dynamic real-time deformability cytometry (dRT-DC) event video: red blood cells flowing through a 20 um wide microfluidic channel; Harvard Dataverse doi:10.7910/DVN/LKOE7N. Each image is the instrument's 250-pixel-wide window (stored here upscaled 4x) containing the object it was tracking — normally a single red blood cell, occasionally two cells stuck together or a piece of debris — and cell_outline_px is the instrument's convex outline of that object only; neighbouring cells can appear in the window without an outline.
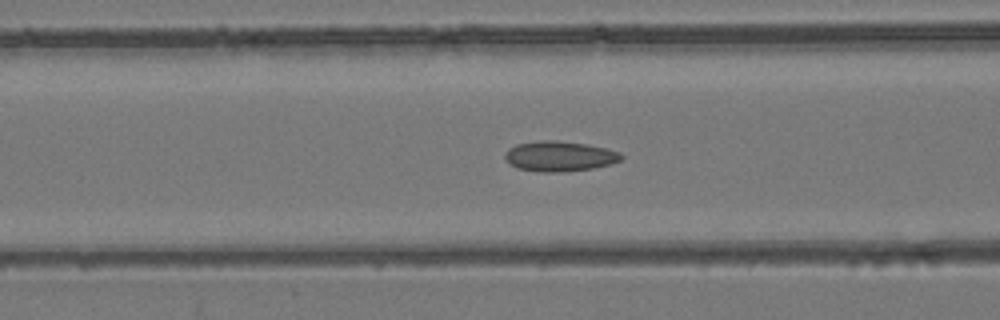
{"species": "common noctule bat (a hibernating species)", "species_latin": "Nyctalus noctula", "temperature_condition": "room temperature", "stored_images_in_passage": 54, "camera_frame_rate_fps": 3000, "um_per_image_px": 0.085, "animal": {"sex": "female", "body_mass_g": 24.6, "forearm_length_mm": 56.2}, "frame": {"image": 1, "passage_image": 22, "time_ms": 7.0, "image_size_px": [1000, 320], "cell_outline_px": [[624, 156], [620, 160], [612, 164], [592, 168], [564, 172], [540, 172], [516, 168], [504, 156], [508, 148], [516, 144], [540, 140], [556, 140], [588, 144], [620, 152]], "centroid_in_image_um": [47.57, 13.28], "position_along_channel_um": 119.0, "area_um2": 20.52}}
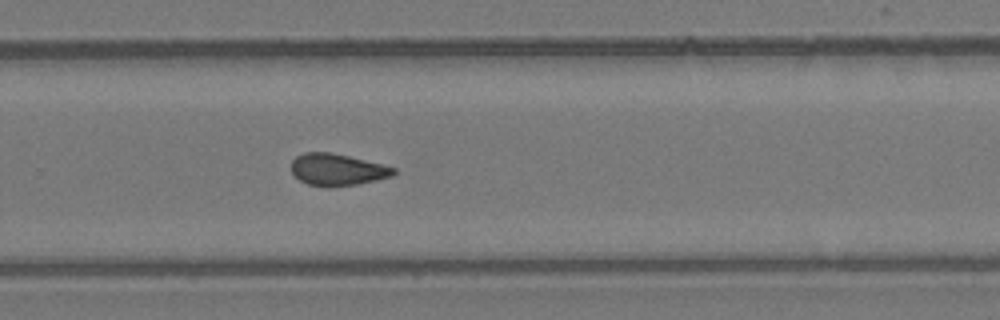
{"frame": {"image": 2, "passage_image": 36, "time_ms": 11.667, "image_size_px": [1000, 320], "cell_outline_px": [[396, 172], [392, 176], [376, 180], [356, 184], [328, 188], [308, 184], [300, 180], [292, 172], [292, 160], [296, 156], [304, 152], [332, 152], [396, 168]], "centroid_in_image_um": [28.65, 14.42], "position_along_channel_um": 301.2, "area_um2": 18.9}}
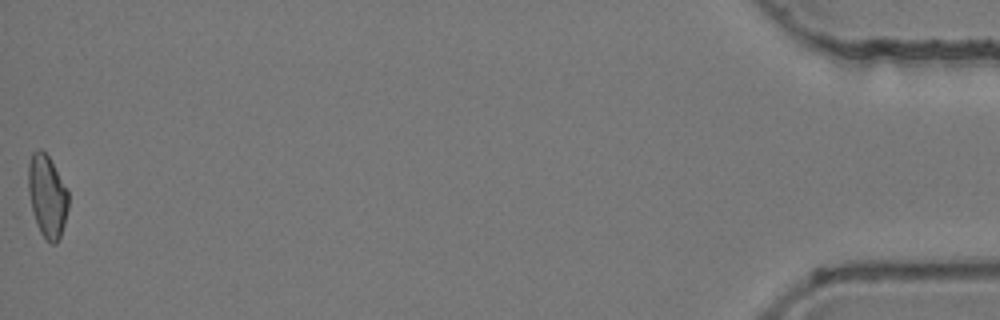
{"frame": {"image": 3, "passage_image": 54, "time_ms": 17.667, "image_size_px": [1000, 320], "cell_outline_px": [[68, 208], [64, 224], [60, 236], [56, 244], [52, 244], [40, 232], [28, 216], [28, 164], [32, 152], [40, 148], [48, 156], [68, 188]], "centroid_in_image_um": [3.96, 16.7], "position_along_channel_um": 431.2, "area_um2": 20.06}, "authors_computed_cell_mechanics": {"area_um2": 19.5942, "velocity_mm_per_s": 3.9125, "shape_relaxation_time_tau1_ms": null, "shape_relaxation_time_tau2_ms": 1.7138, "deformation_change_tau1": null, "deformation_change_tau2": 0.0754}}